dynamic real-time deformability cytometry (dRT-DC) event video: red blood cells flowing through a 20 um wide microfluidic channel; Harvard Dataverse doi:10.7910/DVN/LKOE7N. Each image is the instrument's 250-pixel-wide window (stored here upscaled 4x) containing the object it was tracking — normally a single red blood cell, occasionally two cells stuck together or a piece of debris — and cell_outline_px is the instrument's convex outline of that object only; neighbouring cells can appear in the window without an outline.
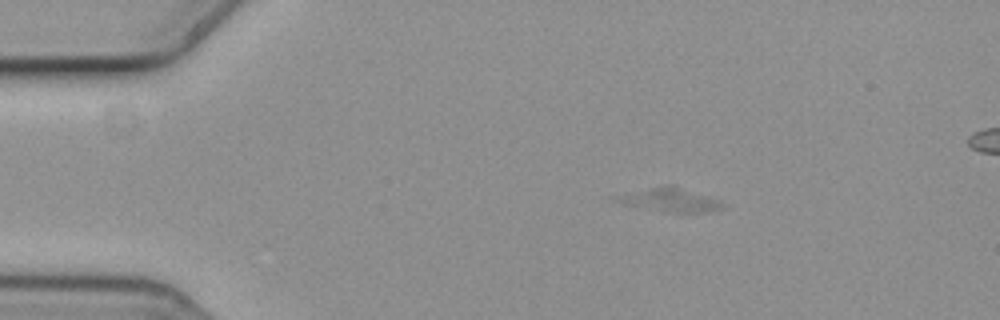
{"species": "common noctule bat (a hibernating species)", "species_latin": "Nyctalus noctula", "temperature_condition": "cold", "stored_images_in_passage": 5, "camera_frame_rate_fps": 3000, "um_per_image_px": 0.085, "animal": {"sex": "female", "body_mass_g": 19.3, "forearm_length_mm": 54.1}, "frame": {"image": 1, "passage_image": 4, "time_ms": 1.0, "image_size_px": [1000, 320], "cell_outline_px": [[724, 208], [712, 212], [668, 212], [620, 204], [612, 200], [612, 196], [652, 188], [676, 188], [724, 204]], "centroid_in_image_um": [56.81, 17.07], "position_along_channel_um": 28.2, "area_um2": 13.35}}